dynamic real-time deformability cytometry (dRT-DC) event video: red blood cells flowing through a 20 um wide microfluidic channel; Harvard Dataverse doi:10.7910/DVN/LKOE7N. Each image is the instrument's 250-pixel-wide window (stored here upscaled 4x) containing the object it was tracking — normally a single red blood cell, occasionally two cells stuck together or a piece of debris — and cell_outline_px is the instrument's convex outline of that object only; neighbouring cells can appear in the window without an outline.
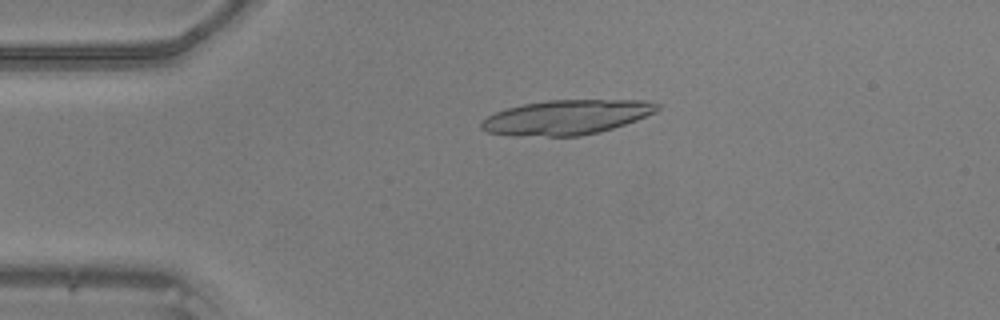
{"species": "common noctule bat (a hibernating species)", "species_latin": "Nyctalus noctula", "temperature_condition": "warm", "stored_images_in_passage": 49, "camera_frame_rate_fps": 3000, "um_per_image_px": 0.085, "animal": {"sex": "male", "body_mass_g": 20.5, "forearm_length_mm": 52.5}, "frame": {"image": 1, "passage_image": 11, "time_ms": 3.333, "image_size_px": [1000, 320], "cell_outline_px": [[660, 108], [656, 112], [636, 120], [612, 128], [580, 136], [548, 136], [488, 132], [480, 128], [480, 120], [496, 112], [508, 108], [524, 104], [548, 100], [644, 100], [660, 104]], "centroid_in_image_um": [48.2, 9.94], "position_along_channel_um": 36.8, "area_um2": 34.97}}